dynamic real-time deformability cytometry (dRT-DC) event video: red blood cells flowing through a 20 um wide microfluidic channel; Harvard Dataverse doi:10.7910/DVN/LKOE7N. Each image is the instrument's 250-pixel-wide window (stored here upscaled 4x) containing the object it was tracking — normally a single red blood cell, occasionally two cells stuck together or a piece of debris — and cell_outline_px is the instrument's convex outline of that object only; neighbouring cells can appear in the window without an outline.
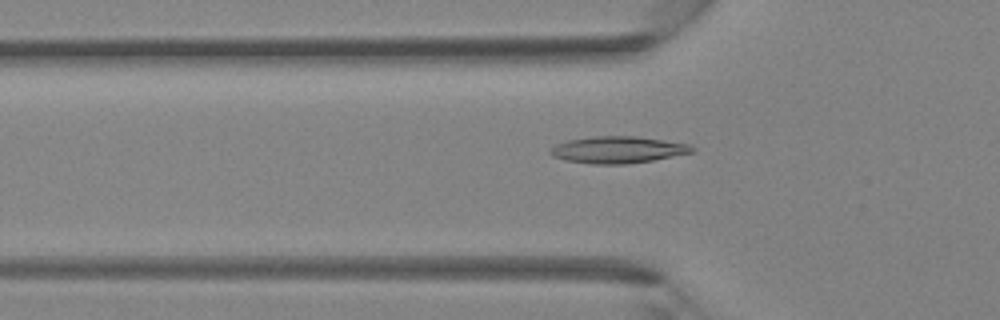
{"species": "Egyptian fruit bat (a non-hibernating species)", "species_latin": "Rousettus aegyptiacus", "temperature_condition": "room temperature", "stored_images_in_passage": 34, "camera_frame_rate_fps": 3000, "um_per_image_px": 0.085, "animal": {"sex": "female"}, "frame": {"image": 1, "passage_image": 7, "time_ms": 2.0, "image_size_px": [1000, 320], "cell_outline_px": [[696, 148], [692, 152], [652, 160], [628, 164], [592, 164], [564, 160], [552, 156], [548, 152], [548, 148], [556, 144], [568, 140], [596, 136], [636, 136], [664, 140], [688, 144]], "centroid_in_image_um": [52.46, 12.73], "position_along_channel_um": 73.3, "area_um2": 22.14}}
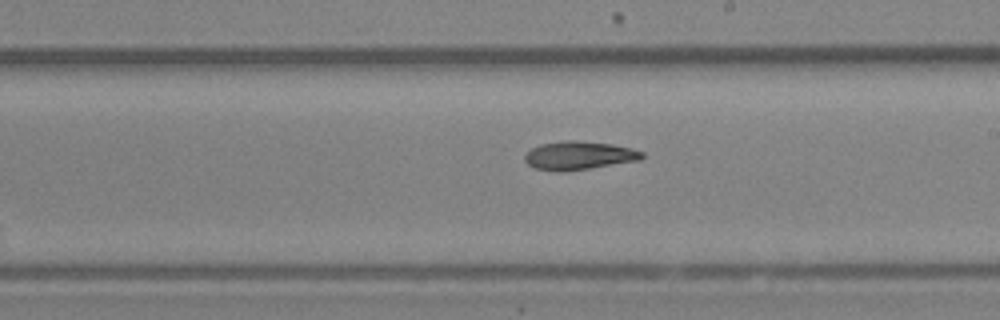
{"frame": {"image": 2, "passage_image": 17, "time_ms": 5.333, "image_size_px": [1000, 320], "cell_outline_px": [[644, 156], [640, 160], [588, 168], [560, 172], [536, 168], [528, 164], [524, 160], [524, 156], [532, 148], [540, 144], [568, 140], [576, 140], [612, 144], [632, 148], [644, 152]], "centroid_in_image_um": [49.22, 13.21], "position_along_channel_um": 239.8, "area_um2": 19.25}}
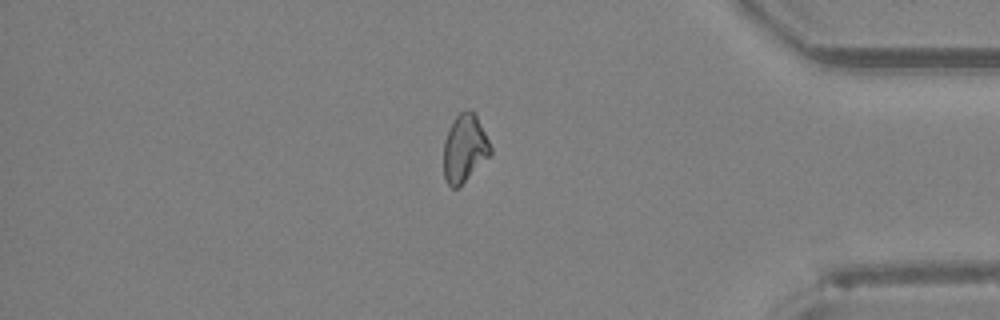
{"frame": {"image": 3, "passage_image": 28, "time_ms": 9.0, "image_size_px": [1000, 320], "cell_outline_px": [[492, 152], [456, 188], [452, 188], [444, 180], [444, 140], [448, 128], [456, 116], [460, 112], [472, 108], [476, 112], [492, 148]], "centroid_in_image_um": [39.48, 12.53], "position_along_channel_um": 395.7, "area_um2": 18.32}}